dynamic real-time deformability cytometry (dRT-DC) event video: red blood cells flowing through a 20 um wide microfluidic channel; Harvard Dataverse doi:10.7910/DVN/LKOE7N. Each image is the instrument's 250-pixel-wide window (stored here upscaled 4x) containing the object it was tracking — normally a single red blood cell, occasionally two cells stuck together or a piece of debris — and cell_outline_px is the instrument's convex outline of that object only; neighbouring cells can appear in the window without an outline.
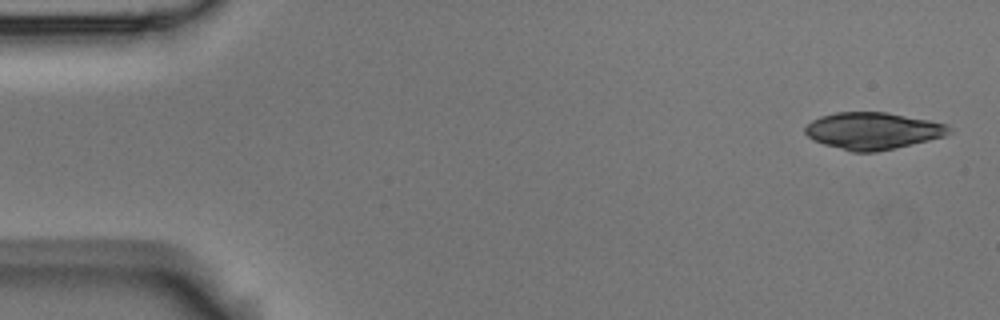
{"species": "Egyptian fruit bat (a non-hibernating species)", "species_latin": "Rousettus aegyptiacus", "temperature_condition": "room temperature", "stored_images_in_passage": 4, "camera_frame_rate_fps": 3000, "um_per_image_px": 0.085, "animal": {"sex": "male"}, "frame": {"image": 1, "passage_image": 1, "time_ms": 0.0, "image_size_px": [1000, 320], "cell_outline_px": [[952, 132], [944, 136], [928, 140], [876, 152], [852, 152], [824, 144], [812, 140], [804, 132], [804, 128], [812, 120], [820, 116], [836, 112], [888, 112], [948, 124], [952, 128]], "centroid_in_image_um": [74.18, 11.11], "position_along_channel_um": 10.8, "area_um2": 30.98}}